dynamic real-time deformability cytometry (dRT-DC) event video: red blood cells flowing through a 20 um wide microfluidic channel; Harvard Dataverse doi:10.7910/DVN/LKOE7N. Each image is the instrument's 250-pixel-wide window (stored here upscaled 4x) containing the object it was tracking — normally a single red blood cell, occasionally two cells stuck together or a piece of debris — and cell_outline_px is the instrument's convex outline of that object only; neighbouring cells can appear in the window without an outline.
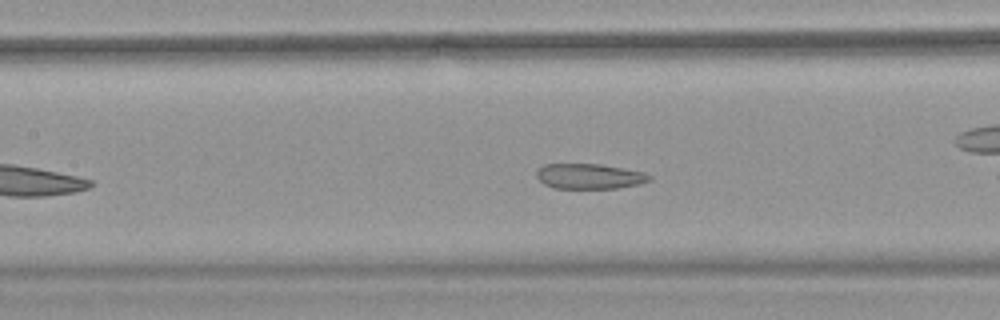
{"species": "common noctule bat (a hibernating species)", "species_latin": "Nyctalus noctula", "temperature_condition": "warm", "stored_images_in_passage": 12, "camera_frame_rate_fps": 3000, "um_per_image_px": 0.085, "animal": {"sex": "female", "body_mass_g": 18.4}, "frame": {"image": 1, "passage_image": 7, "time_ms": 2.0, "image_size_px": [1000, 320], "cell_outline_px": [[652, 180], [640, 184], [616, 188], [552, 188], [544, 184], [536, 176], [536, 168], [544, 164], [600, 164], [644, 172], [652, 176]], "centroid_in_image_um": [50.08, 14.98], "position_along_channel_um": 157.3, "area_um2": 16.7}}